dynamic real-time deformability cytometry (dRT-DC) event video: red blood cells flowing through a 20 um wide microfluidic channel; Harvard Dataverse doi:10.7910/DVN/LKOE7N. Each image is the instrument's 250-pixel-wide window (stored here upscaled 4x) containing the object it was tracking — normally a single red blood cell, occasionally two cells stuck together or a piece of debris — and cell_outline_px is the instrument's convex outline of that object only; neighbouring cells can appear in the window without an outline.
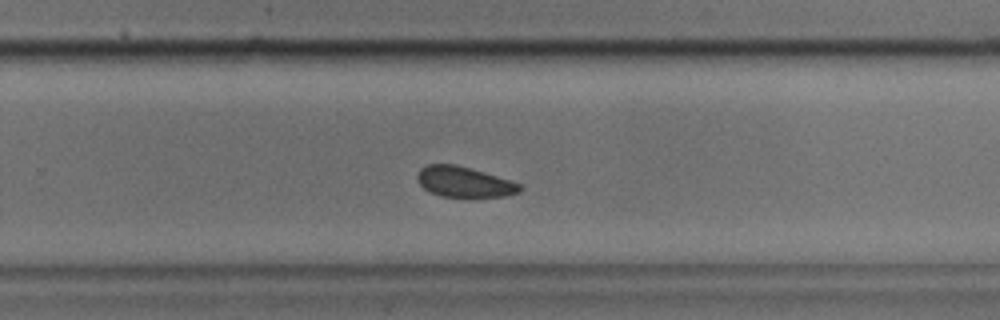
{"species": "common noctule bat (a hibernating species)", "species_latin": "Nyctalus noctula", "temperature_condition": "cold", "stored_images_in_passage": 32, "camera_frame_rate_fps": 3000, "um_per_image_px": 0.085, "animal": {"sex": "male", "body_mass_g": 17.9, "forearm_length_mm": 54.2}, "frame": {"image": 1, "passage_image": 23, "time_ms": 7.333, "image_size_px": [1000, 320], "cell_outline_px": [[524, 188], [520, 192], [504, 196], [440, 196], [424, 188], [420, 184], [416, 176], [420, 168], [428, 164], [456, 164], [484, 172], [520, 184]], "centroid_in_image_um": [39.44, 15.45], "position_along_channel_um": 290.4, "area_um2": 17.92}}